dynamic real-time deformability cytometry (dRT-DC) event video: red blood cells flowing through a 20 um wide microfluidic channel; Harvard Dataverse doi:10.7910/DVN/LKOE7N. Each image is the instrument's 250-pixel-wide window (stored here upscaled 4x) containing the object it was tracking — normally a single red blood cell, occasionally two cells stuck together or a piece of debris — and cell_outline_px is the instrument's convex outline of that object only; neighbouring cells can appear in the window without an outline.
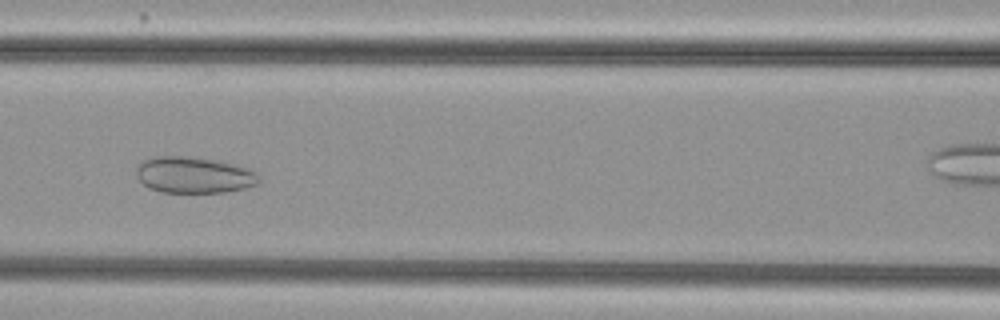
{"species": "common noctule bat (a hibernating species)", "species_latin": "Nyctalus noctula", "temperature_condition": "cold", "stored_images_in_passage": 37, "camera_frame_rate_fps": 3000, "um_per_image_px": 0.085, "animal": {"sex": "female", "body_mass_g": 29.2, "forearm_length_mm": 56.3}, "frame": {"image": 1, "passage_image": 20, "time_ms": 6.333, "image_size_px": [1000, 320], "cell_outline_px": [[260, 184], [244, 188], [224, 192], [160, 192], [148, 188], [136, 176], [136, 168], [144, 160], [156, 156], [188, 156], [212, 160], [232, 164], [248, 168], [256, 172], [260, 176]], "centroid_in_image_um": [16.49, 14.88], "position_along_channel_um": 150.1, "area_um2": 25.89}}
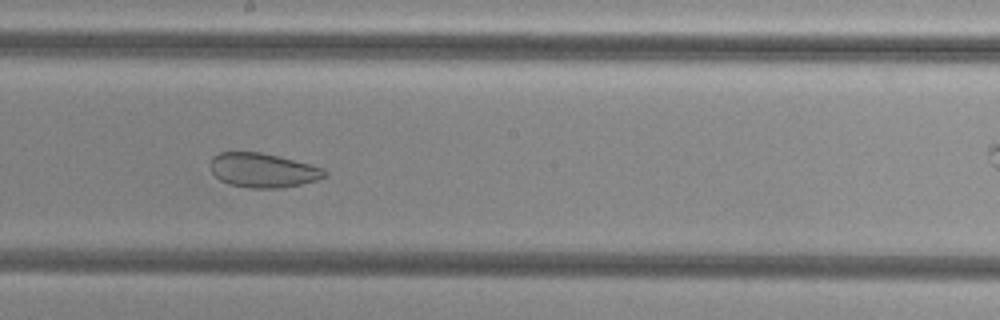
{"frame": {"image": 2, "passage_image": 26, "time_ms": 8.333, "image_size_px": [1000, 320], "cell_outline_px": [[328, 172], [324, 176], [316, 180], [284, 188], [248, 188], [228, 184], [220, 180], [212, 172], [212, 156], [220, 152], [260, 152], [324, 168]], "centroid_in_image_um": [22.33, 14.48], "position_along_channel_um": 225.9, "area_um2": 22.6}}
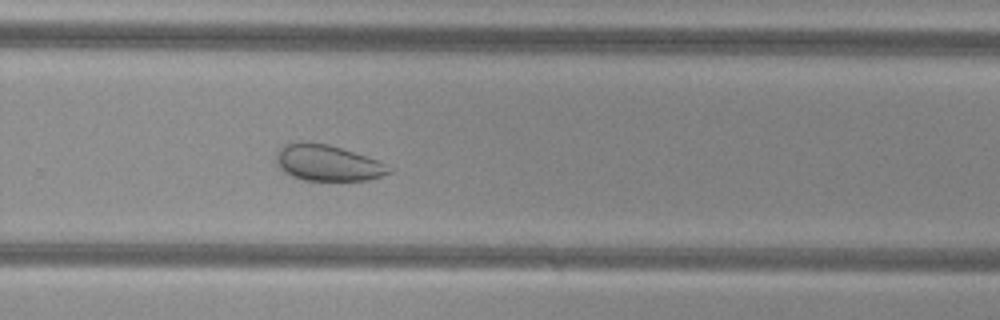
{"frame": {"image": 3, "passage_image": 32, "time_ms": 10.333, "image_size_px": [1000, 320], "cell_outline_px": [[396, 168], [392, 172], [368, 180], [304, 180], [292, 176], [284, 172], [276, 160], [276, 156], [280, 148], [284, 144], [328, 144], [376, 160]], "centroid_in_image_um": [27.9, 13.88], "position_along_channel_um": 301.9, "area_um2": 22.95}, "authors_computed_cell_mechanics": {"area_um2": 27.5128, "velocity_mm_per_s": 3.7998, "shape_relaxation_time_tau1_ms": null, "shape_relaxation_time_tau2_ms": 1.9366, "deformation_change_tau1": null, "deformation_change_tau2": 0.0722}}